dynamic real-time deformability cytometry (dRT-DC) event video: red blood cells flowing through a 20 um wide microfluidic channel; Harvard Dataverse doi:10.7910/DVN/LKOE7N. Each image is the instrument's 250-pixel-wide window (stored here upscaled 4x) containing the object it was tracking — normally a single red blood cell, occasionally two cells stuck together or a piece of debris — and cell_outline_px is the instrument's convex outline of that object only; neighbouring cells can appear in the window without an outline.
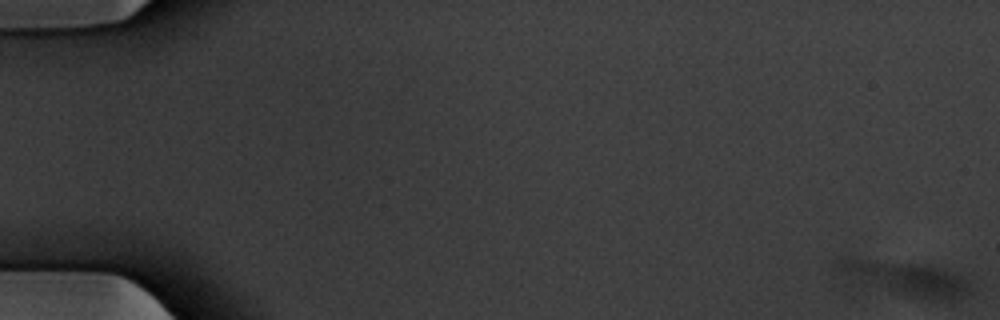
{"species": "common noctule bat (a hibernating species)", "species_latin": "Nyctalus noctula", "temperature_condition": "warm", "stored_images_in_passage": 18, "camera_frame_rate_fps": 3000, "um_per_image_px": 0.085, "animal": {"sex": "male", "body_mass_g": 20.1, "forearm_length_mm": 53.5}, "frame": {"image": 1, "passage_image": 1, "time_ms": 0.0, "image_size_px": [1000, 320], "cell_outline_px": [[972, 292], [960, 300], [952, 304], [844, 284], [832, 264], [836, 260], [852, 256], [856, 256], [928, 264], [944, 268], [968, 280]], "centroid_in_image_um": [76.78, 23.67], "position_along_channel_um": 8.2, "area_um2": 29.71}}
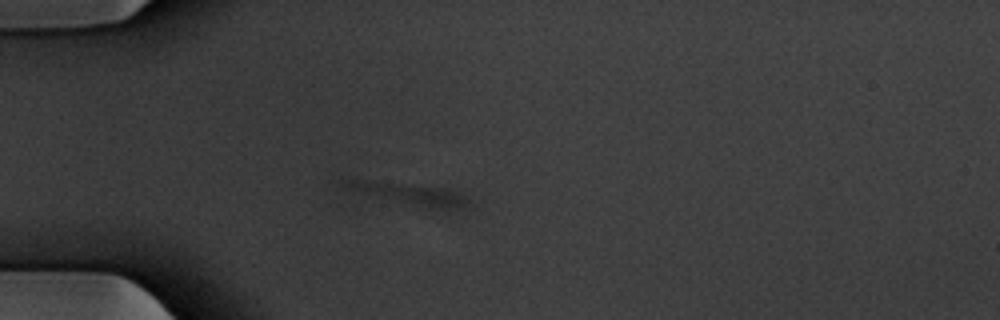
{"frame": {"image": 2, "passage_image": 16, "time_ms": 5.0, "image_size_px": [1000, 320], "cell_outline_px": [[472, 208], [428, 208], [344, 192], [340, 188], [336, 180], [376, 180], [448, 188], [460, 192], [472, 200]], "centroid_in_image_um": [34.65, 16.46], "position_along_channel_um": 50.4, "area_um2": 17.11}}